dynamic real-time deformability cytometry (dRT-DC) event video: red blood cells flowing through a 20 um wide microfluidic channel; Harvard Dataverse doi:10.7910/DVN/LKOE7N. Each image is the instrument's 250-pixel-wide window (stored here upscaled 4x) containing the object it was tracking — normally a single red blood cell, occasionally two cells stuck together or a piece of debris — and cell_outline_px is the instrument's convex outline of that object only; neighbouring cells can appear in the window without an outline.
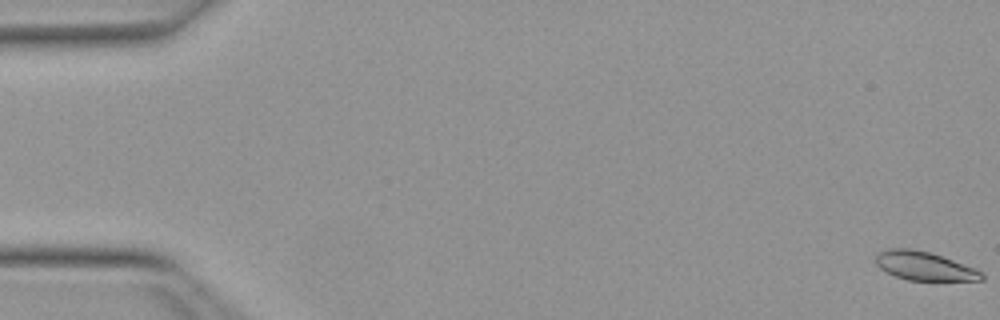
{"species": "Egyptian fruit bat (a non-hibernating species)", "species_latin": "Rousettus aegyptiacus", "temperature_condition": "warm", "stored_images_in_passage": 47, "camera_frame_rate_fps": 3000, "um_per_image_px": 0.085, "animal": {"sex": "female"}, "frame": {"image": 1, "passage_image": 1, "time_ms": 0.0, "image_size_px": [1000, 320], "cell_outline_px": [[984, 280], [908, 280], [896, 276], [880, 268], [876, 264], [876, 256], [880, 252], [888, 248], [912, 248], [928, 252], [976, 268], [984, 272]], "centroid_in_image_um": [78.59, 22.61], "position_along_channel_um": 6.4, "area_um2": 17.51}}
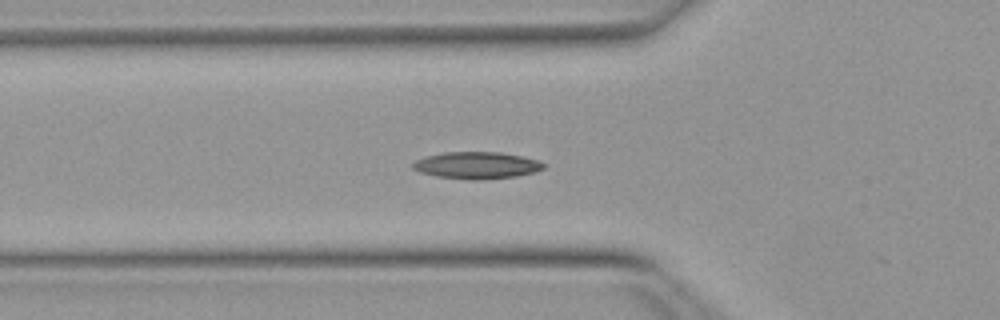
{"frame": {"image": 2, "passage_image": 19, "time_ms": 6.0, "image_size_px": [1000, 320], "cell_outline_px": [[544, 168], [536, 172], [516, 176], [484, 180], [472, 180], [436, 176], [420, 172], [412, 168], [412, 164], [416, 160], [424, 156], [444, 152], [500, 152], [540, 160], [544, 164]], "centroid_in_image_um": [40.52, 14.05], "position_along_channel_um": 85.3, "area_um2": 20.63}}
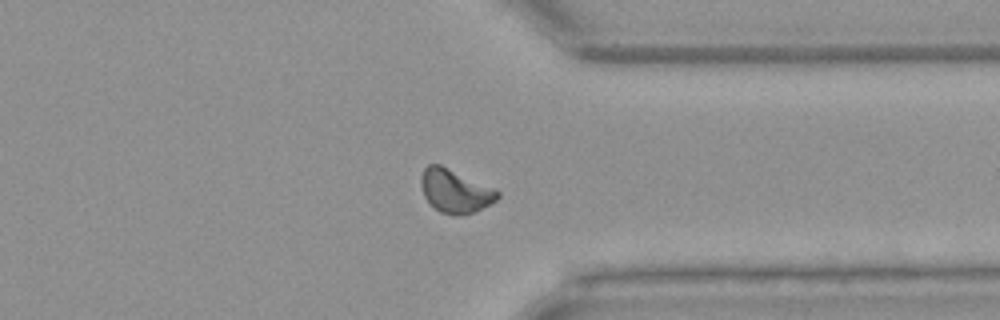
{"frame": {"image": 3, "passage_image": 41, "time_ms": 13.333, "image_size_px": [1000, 320], "cell_outline_px": [[500, 196], [492, 204], [472, 212], [460, 216], [456, 216], [440, 212], [424, 196], [420, 184], [420, 176], [424, 168], [428, 164], [440, 164], [496, 188], [500, 192]], "centroid_in_image_um": [38.7, 16.22], "position_along_channel_um": 372.7, "area_um2": 19.54}, "authors_computed_cell_mechanics": {"area_um2": 18.785, "velocity_mm_per_s": 3.9563, "shape_relaxation_time_tau1_ms": null, "shape_relaxation_time_tau2_ms": 4.5036, "deformation_change_tau1": null, "deformation_change_tau2": 0.093}}